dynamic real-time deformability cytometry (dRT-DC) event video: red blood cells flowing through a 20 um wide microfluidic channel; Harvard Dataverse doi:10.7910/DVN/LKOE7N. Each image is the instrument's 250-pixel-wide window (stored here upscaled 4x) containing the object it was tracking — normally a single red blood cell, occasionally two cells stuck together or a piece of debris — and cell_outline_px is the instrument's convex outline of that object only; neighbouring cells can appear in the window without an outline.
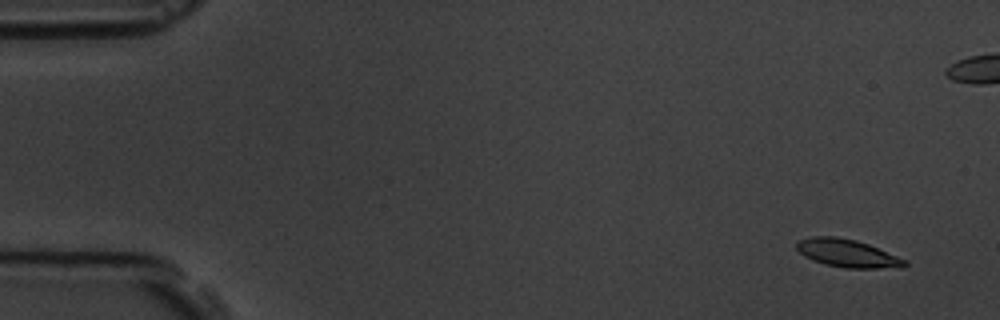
{"species": "common noctule bat (a hibernating species)", "species_latin": "Nyctalus noctula", "temperature_condition": "room temperature", "stored_images_in_passage": 5, "camera_frame_rate_fps": 3000, "um_per_image_px": 0.085, "animal": {"sex": "male", "body_mass_g": 19.5, "forearm_length_mm": 54.6}, "frame": {"image": 1, "passage_image": 1, "time_ms": 0.0, "image_size_px": [1000, 320], "cell_outline_px": [[908, 264], [904, 268], [844, 268], [824, 264], [812, 260], [804, 256], [796, 248], [796, 240], [812, 236], [836, 236], [856, 240], [868, 244], [908, 260]], "centroid_in_image_um": [72.04, 21.53], "position_along_channel_um": 13.0, "area_um2": 17.86}}